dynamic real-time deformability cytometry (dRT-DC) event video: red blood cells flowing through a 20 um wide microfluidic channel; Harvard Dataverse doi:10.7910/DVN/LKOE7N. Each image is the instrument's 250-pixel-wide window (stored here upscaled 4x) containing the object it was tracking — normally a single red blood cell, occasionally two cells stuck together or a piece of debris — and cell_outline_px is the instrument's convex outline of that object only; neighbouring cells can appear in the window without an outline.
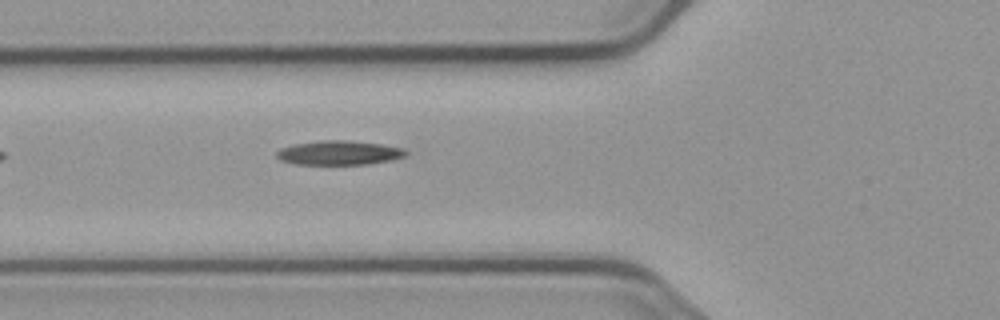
{"species": "common noctule bat (a hibernating species)", "species_latin": "Nyctalus noctula", "temperature_condition": "cold", "stored_images_in_passage": 6, "camera_frame_rate_fps": 3000, "um_per_image_px": 0.085, "animal": {"sex": "male", "body_mass_g": 23.1, "forearm_length_mm": 52.7}, "frame": {"image": 1, "passage_image": 6, "time_ms": 6.0, "image_size_px": [1000, 320], "cell_outline_px": [[408, 152], [404, 156], [392, 160], [368, 164], [296, 164], [280, 160], [276, 156], [276, 152], [280, 148], [292, 144], [320, 140], [344, 140], [380, 144], [404, 148]], "centroid_in_image_um": [28.79, 12.98], "position_along_channel_um": 97.0, "area_um2": 18.26}}